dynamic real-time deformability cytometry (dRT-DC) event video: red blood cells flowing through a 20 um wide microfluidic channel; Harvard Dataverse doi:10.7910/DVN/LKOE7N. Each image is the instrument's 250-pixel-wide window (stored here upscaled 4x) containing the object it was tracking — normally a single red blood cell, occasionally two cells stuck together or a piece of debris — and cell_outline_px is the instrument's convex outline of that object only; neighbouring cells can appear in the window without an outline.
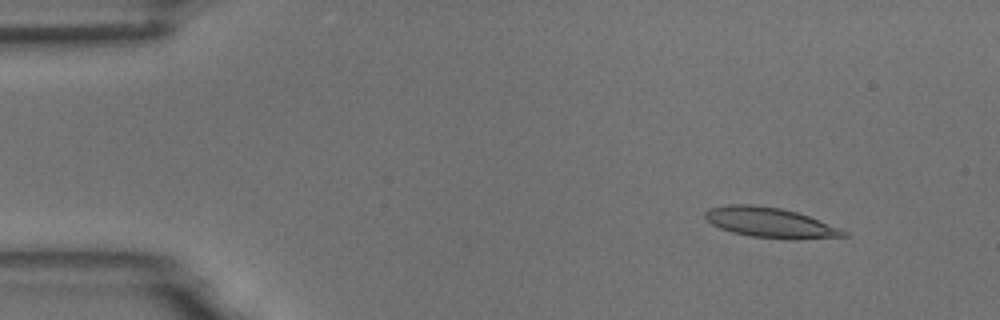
{"species": "common noctule bat (a hibernating species)", "species_latin": "Nyctalus noctula", "temperature_condition": "room temperature", "stored_images_in_passage": 4, "camera_frame_rate_fps": 3000, "um_per_image_px": 0.085, "animal": {"sex": "male", "body_mass_g": 18.8}, "frame": {"image": 1, "passage_image": 2, "time_ms": 0.333, "image_size_px": [1000, 320], "cell_outline_px": [[848, 236], [796, 240], [788, 240], [752, 236], [732, 232], [720, 228], [712, 224], [704, 216], [704, 212], [708, 208], [728, 204], [752, 204], [780, 208], [796, 212], [808, 216], [840, 228], [848, 232]], "centroid_in_image_um": [65.46, 18.93], "position_along_channel_um": 19.5, "area_um2": 24.39}}
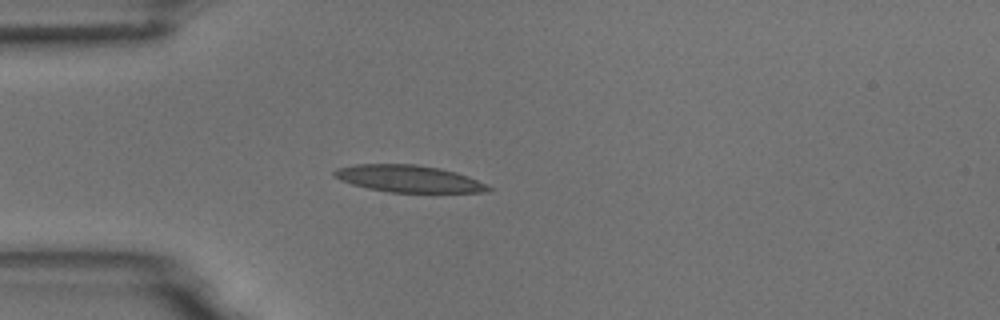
{"frame": {"image": 2, "passage_image": 4, "time_ms": 1.0, "image_size_px": [1000, 320], "cell_outline_px": [[492, 188], [488, 192], [388, 192], [368, 188], [352, 184], [340, 180], [332, 172], [336, 168], [356, 164], [416, 164], [440, 168], [456, 172], [468, 176]], "centroid_in_image_um": [34.71, 15.18], "position_along_channel_um": 50.3, "area_um2": 24.04}}